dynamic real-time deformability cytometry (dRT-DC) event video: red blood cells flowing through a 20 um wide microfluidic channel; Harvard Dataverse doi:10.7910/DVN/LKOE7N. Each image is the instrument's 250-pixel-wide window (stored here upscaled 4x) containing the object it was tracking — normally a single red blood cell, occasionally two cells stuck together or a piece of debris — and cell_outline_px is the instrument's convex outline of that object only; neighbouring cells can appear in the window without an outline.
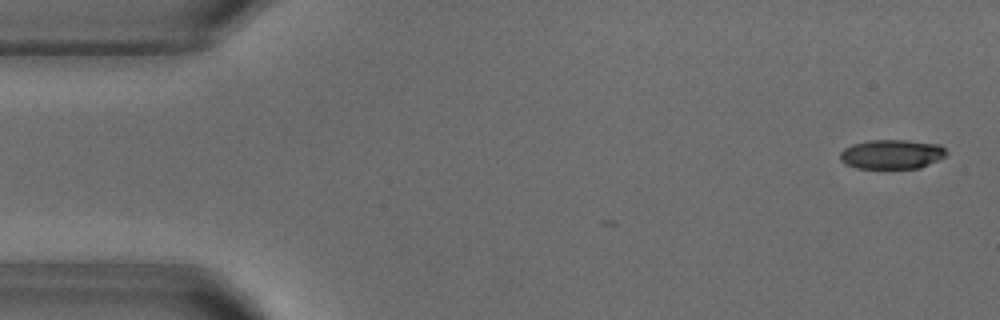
{"species": "common noctule bat (a hibernating species)", "species_latin": "Nyctalus noctula", "temperature_condition": "warm", "stored_images_in_passage": 2, "camera_frame_rate_fps": 3000, "um_per_image_px": 0.085, "animal": {"sex": "male", "body_mass_g": 18.8}, "frame": {"image": 1, "passage_image": 2, "time_ms": 0.333, "image_size_px": [1000, 320], "cell_outline_px": [[948, 152], [944, 156], [920, 168], [884, 172], [856, 168], [844, 164], [840, 160], [840, 152], [844, 148], [852, 144], [872, 140], [904, 140], [940, 144]], "centroid_in_image_um": [75.75, 13.17], "position_along_channel_um": 9.3, "area_um2": 19.07}}